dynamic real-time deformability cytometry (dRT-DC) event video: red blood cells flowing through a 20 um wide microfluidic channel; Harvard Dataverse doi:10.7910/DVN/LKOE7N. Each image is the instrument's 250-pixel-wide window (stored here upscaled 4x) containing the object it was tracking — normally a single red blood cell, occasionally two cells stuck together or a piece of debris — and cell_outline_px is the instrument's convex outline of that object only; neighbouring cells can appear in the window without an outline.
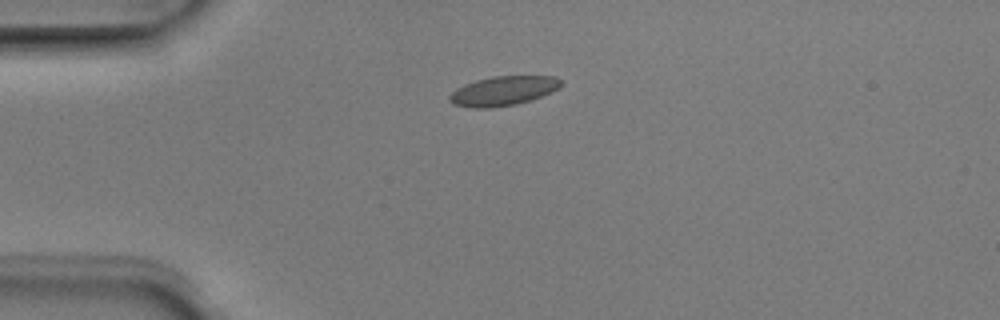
{"species": "Egyptian fruit bat (a non-hibernating species)", "species_latin": "Rousettus aegyptiacus", "temperature_condition": "room temperature", "stored_images_in_passage": 8, "camera_frame_rate_fps": 3000, "um_per_image_px": 0.085, "animal": {"sex": "male"}, "frame": {"image": 1, "passage_image": 3, "time_ms": 0.667, "image_size_px": [1000, 320], "cell_outline_px": [[564, 84], [560, 88], [552, 92], [516, 104], [488, 108], [472, 108], [452, 104], [448, 100], [448, 96], [456, 88], [464, 84], [476, 80], [492, 76], [556, 76], [564, 80]], "centroid_in_image_um": [42.78, 7.71], "position_along_channel_um": 42.2, "area_um2": 19.31}}
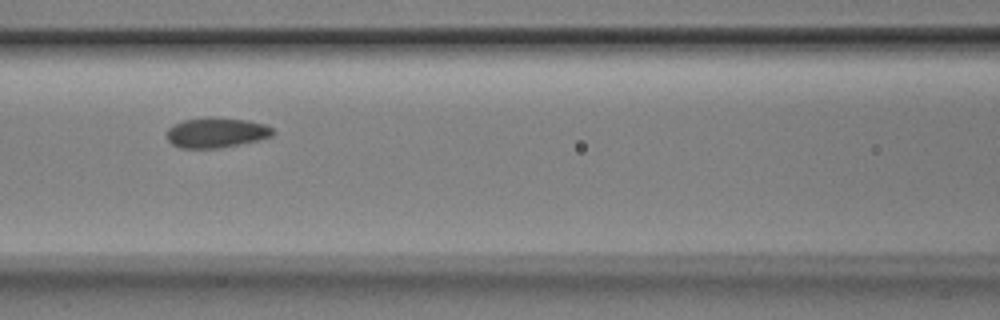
{"frame": {"image": 2, "passage_image": 6, "time_ms": 1.667, "image_size_px": [1000, 320], "cell_outline_px": [[276, 132], [272, 136], [260, 140], [220, 148], [180, 148], [172, 144], [168, 140], [168, 128], [172, 124], [184, 120], [208, 116], [212, 116], [248, 120], [264, 124], [272, 128]], "centroid_in_image_um": [18.4, 11.26], "position_along_channel_um": 148.2, "area_um2": 18.9}}
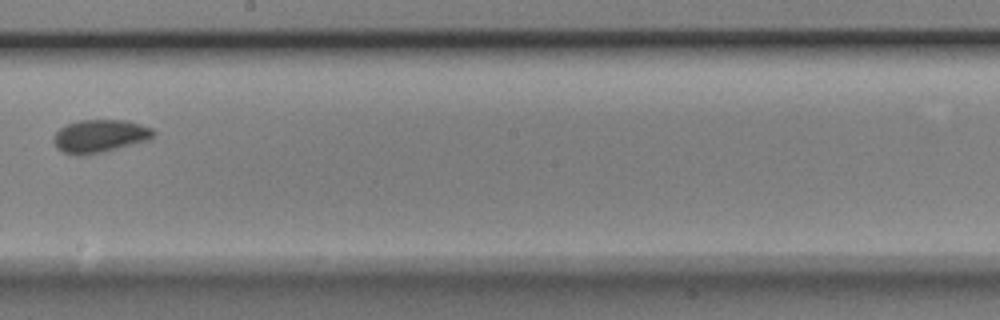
{"frame": {"image": 3, "passage_image": 8, "time_ms": 2.333, "image_size_px": [1000, 320], "cell_outline_px": [[156, 132], [148, 140], [88, 156], [76, 156], [64, 152], [56, 148], [52, 140], [56, 132], [64, 124], [80, 120], [124, 120], [140, 124], [152, 128]], "centroid_in_image_um": [8.44, 11.58], "position_along_channel_um": 239.8, "area_um2": 19.36}}